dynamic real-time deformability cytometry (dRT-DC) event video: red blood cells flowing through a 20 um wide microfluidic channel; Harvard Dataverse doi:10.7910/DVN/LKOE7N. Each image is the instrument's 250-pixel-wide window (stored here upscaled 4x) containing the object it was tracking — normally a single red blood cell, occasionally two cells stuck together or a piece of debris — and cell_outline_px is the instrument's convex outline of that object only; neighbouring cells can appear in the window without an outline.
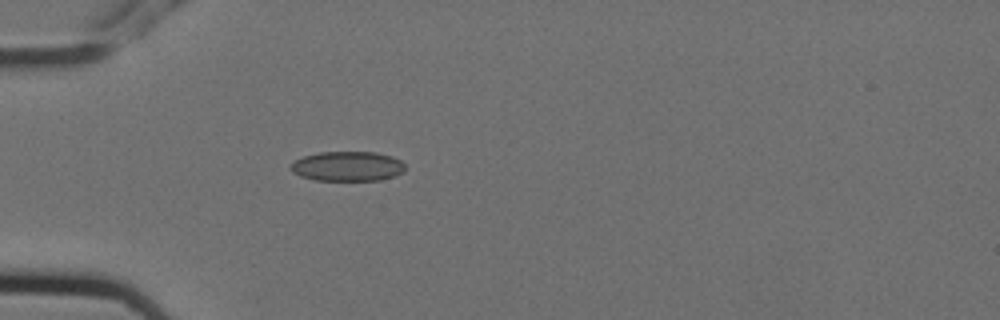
{"species": "Egyptian fruit bat (a non-hibernating species)", "species_latin": "Rousettus aegyptiacus", "temperature_condition": "cold", "stored_images_in_passage": 4, "camera_frame_rate_fps": 3000, "um_per_image_px": 0.085, "animal": {"sex": "female"}, "frame": {"image": 1, "passage_image": 4, "time_ms": 1.0, "image_size_px": [1000, 320], "cell_outline_px": [[404, 172], [396, 176], [380, 180], [316, 180], [300, 176], [292, 172], [288, 168], [296, 160], [304, 156], [320, 152], [376, 152], [392, 156], [400, 160], [404, 164]], "centroid_in_image_um": [29.55, 14.13], "position_along_channel_um": 55.4, "area_um2": 19.88}}